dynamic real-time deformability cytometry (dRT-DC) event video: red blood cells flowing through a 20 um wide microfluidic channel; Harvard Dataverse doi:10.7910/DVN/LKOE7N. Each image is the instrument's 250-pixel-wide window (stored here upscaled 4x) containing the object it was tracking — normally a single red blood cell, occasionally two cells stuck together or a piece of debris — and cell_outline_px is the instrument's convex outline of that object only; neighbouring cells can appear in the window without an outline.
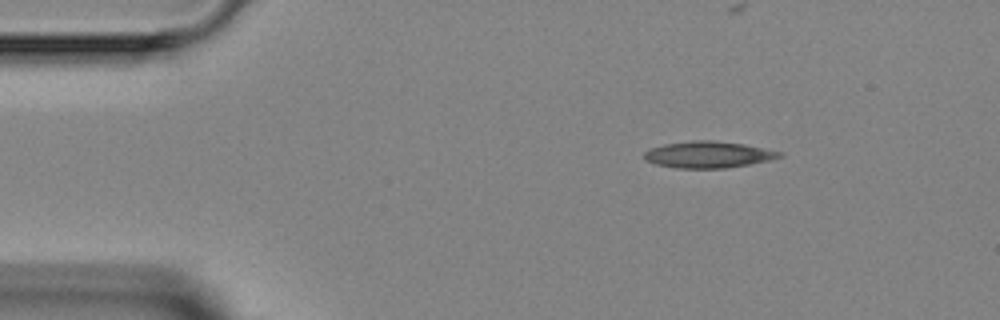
{"species": "Egyptian fruit bat (a non-hibernating species)", "species_latin": "Rousettus aegyptiacus", "temperature_condition": "room temperature", "stored_images_in_passage": 7, "camera_frame_rate_fps": 3000, "um_per_image_px": 0.085, "animal": {"sex": "female"}, "frame": {"image": 1, "passage_image": 1, "time_ms": 0.0, "image_size_px": [1000, 320], "cell_outline_px": [[784, 156], [772, 160], [724, 168], [676, 168], [656, 164], [644, 160], [644, 152], [652, 148], [664, 144], [692, 140], [712, 140], [744, 144], [784, 152]], "centroid_in_image_um": [60.23, 13.14], "position_along_channel_um": 24.8, "area_um2": 20.98}}
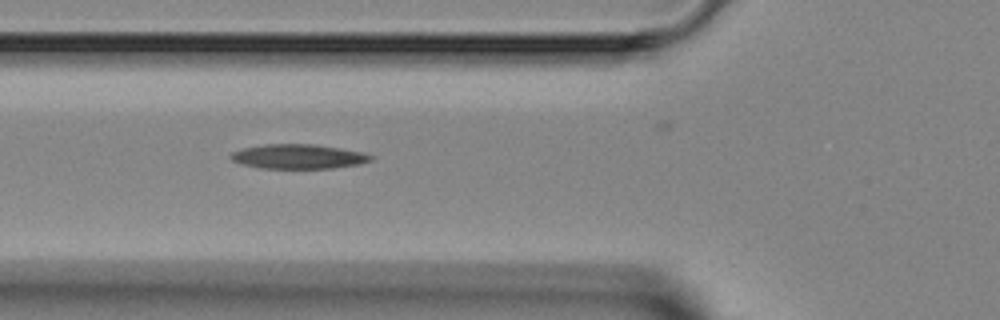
{"frame": {"image": 2, "passage_image": 4, "time_ms": 3.333, "image_size_px": [1000, 320], "cell_outline_px": [[372, 160], [360, 164], [332, 168], [260, 168], [244, 164], [232, 160], [228, 156], [232, 152], [244, 148], [264, 144], [312, 144], [360, 152], [372, 156]], "centroid_in_image_um": [25.32, 13.31], "position_along_channel_um": 100.5, "area_um2": 19.65}}
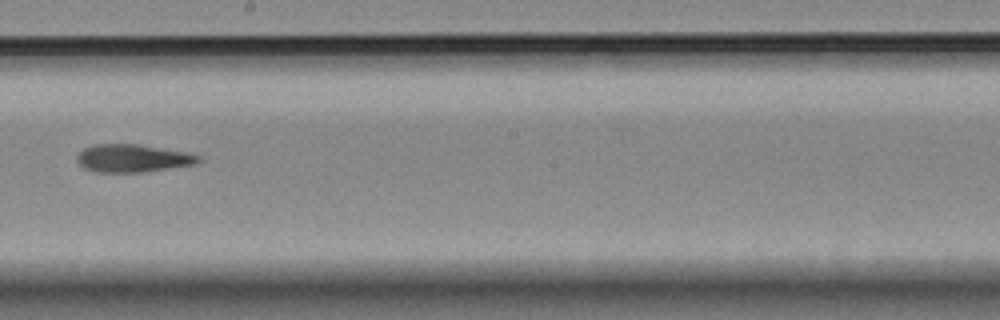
{"frame": {"image": 3, "passage_image": 7, "time_ms": 6.667, "image_size_px": [1000, 320], "cell_outline_px": [[200, 160], [196, 164], [140, 172], [96, 172], [84, 168], [76, 160], [76, 156], [84, 148], [96, 144], [136, 144], [184, 152], [200, 156]], "centroid_in_image_um": [11.23, 13.45], "position_along_channel_um": 237.0, "area_um2": 19.36}}